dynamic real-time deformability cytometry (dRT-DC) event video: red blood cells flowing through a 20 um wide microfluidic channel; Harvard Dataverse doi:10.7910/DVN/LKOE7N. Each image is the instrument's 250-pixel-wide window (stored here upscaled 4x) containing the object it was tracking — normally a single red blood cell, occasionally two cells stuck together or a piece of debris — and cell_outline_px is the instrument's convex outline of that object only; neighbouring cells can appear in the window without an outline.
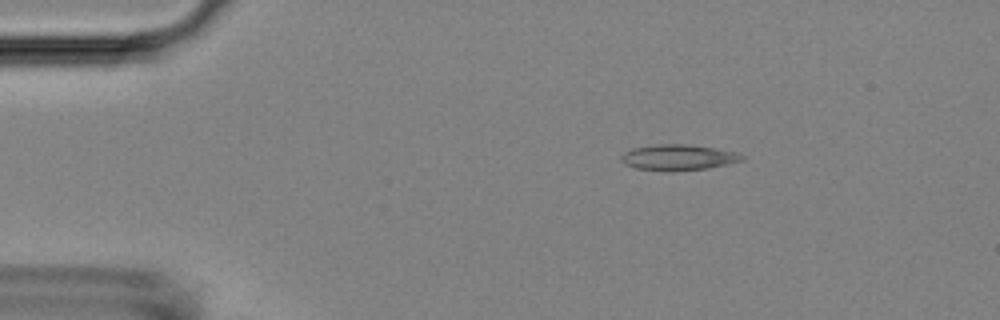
{"species": "Egyptian fruit bat (a non-hibernating species)", "species_latin": "Rousettus aegyptiacus", "temperature_condition": "room temperature", "stored_images_in_passage": 46, "camera_frame_rate_fps": 3000, "um_per_image_px": 0.085, "animal": {"sex": "female"}, "frame": {"image": 1, "passage_image": 1, "time_ms": 0.0, "image_size_px": [1000, 320], "cell_outline_px": [[744, 160], [728, 164], [708, 168], [636, 168], [624, 164], [620, 160], [620, 156], [624, 152], [632, 148], [656, 144], [688, 144], [736, 152], [744, 156]], "centroid_in_image_um": [57.65, 13.32], "position_along_channel_um": 27.4, "area_um2": 17.22}}
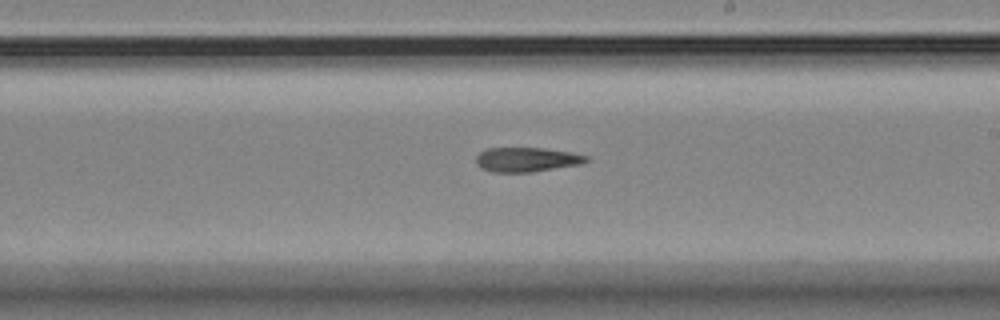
{"frame": {"image": 2, "passage_image": 23, "time_ms": 7.333, "image_size_px": [1000, 320], "cell_outline_px": [[588, 160], [580, 164], [532, 172], [492, 172], [480, 168], [476, 164], [476, 156], [480, 152], [488, 148], [544, 148], [572, 152], [588, 156]], "centroid_in_image_um": [44.74, 13.56], "position_along_channel_um": 244.3, "area_um2": 15.72}}
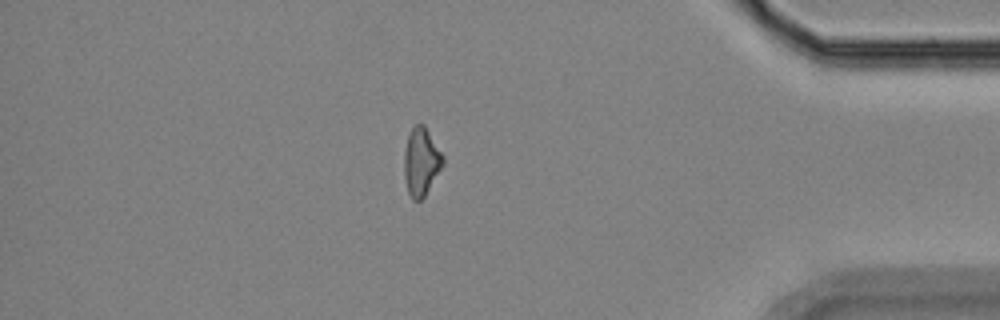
{"frame": {"image": 3, "passage_image": 38, "time_ms": 12.333, "image_size_px": [1000, 320], "cell_outline_px": [[444, 164], [424, 196], [420, 200], [412, 200], [408, 192], [404, 176], [404, 152], [408, 132], [416, 124], [424, 124], [444, 156]], "centroid_in_image_um": [35.79, 13.72], "position_along_channel_um": 399.4, "area_um2": 15.37}}